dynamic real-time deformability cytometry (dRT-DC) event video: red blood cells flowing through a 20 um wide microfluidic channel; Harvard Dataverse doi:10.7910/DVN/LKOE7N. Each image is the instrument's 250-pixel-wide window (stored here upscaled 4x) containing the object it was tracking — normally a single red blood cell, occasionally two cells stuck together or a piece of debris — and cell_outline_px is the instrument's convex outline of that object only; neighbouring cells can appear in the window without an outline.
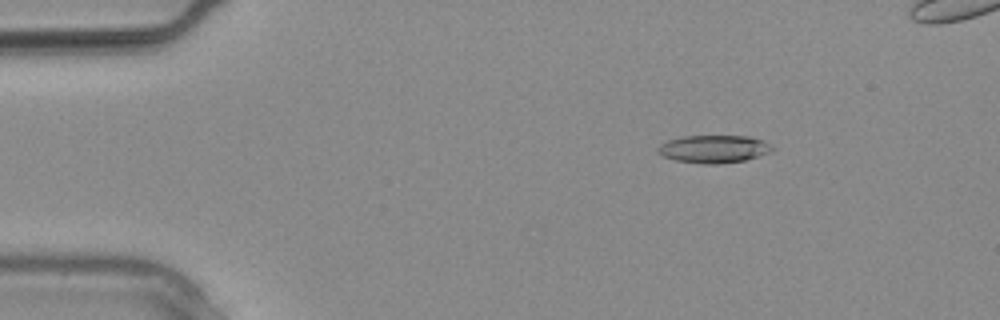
{"species": "common noctule bat (a hibernating species)", "species_latin": "Nyctalus noctula", "temperature_condition": "warm", "stored_images_in_passage": 11, "camera_frame_rate_fps": 3000, "um_per_image_px": 0.085, "animal": {"sex": "male", "body_mass_g": 20.4}, "frame": {"image": 1, "passage_image": 5, "time_ms": 1.333, "image_size_px": [1000, 320], "cell_outline_px": [[776, 148], [772, 152], [744, 160], [720, 164], [704, 164], [676, 160], [664, 156], [656, 152], [656, 148], [660, 144], [668, 140], [680, 136], [748, 136], [764, 140]], "centroid_in_image_um": [60.69, 12.66], "position_along_channel_um": 24.3, "area_um2": 18.67}}